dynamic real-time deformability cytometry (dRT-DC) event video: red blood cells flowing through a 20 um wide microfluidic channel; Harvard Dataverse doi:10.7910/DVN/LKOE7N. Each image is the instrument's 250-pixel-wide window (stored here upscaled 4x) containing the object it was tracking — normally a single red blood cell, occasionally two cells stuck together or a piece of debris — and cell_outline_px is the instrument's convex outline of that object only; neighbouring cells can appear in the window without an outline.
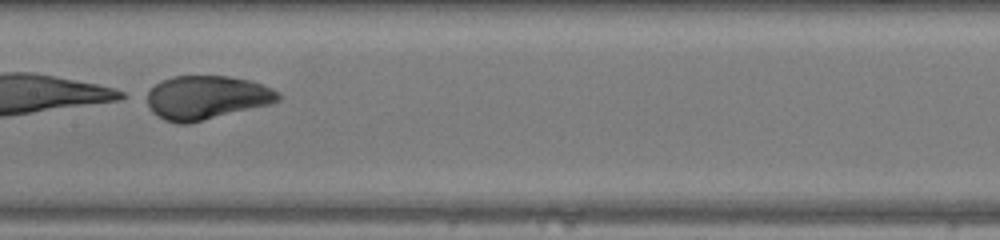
{"species": "human", "species_latin": "Homo sapiens", "temperature_condition": "warm", "stored_images_in_passage": 41, "segment_of_instrument_passage": [2, 2], "camera_frame_rate_fps": 3000, "um_per_image_px": 0.085, "donor": {"sex": "female"}, "frame": {"image": 1, "passage_image": 23, "time_ms": 7.333, "image_size_px": [1000, 240], "cell_outline_px": [[280, 100], [272, 104], [188, 124], [176, 124], [164, 120], [152, 112], [148, 108], [140, 96], [160, 80], [172, 76], [228, 76], [252, 80], [272, 88], [280, 92]], "centroid_in_image_um": [17.48, 8.29], "position_along_channel_um": 189.9, "area_um2": 34.45}}
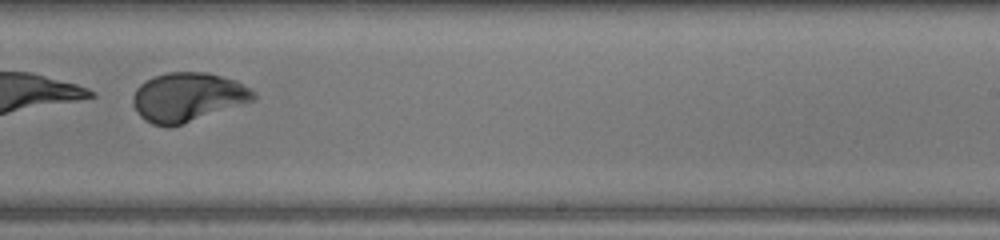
{"frame": {"image": 2, "passage_image": 29, "time_ms": 9.333, "image_size_px": [1000, 240], "cell_outline_px": [[256, 100], [172, 128], [164, 128], [152, 124], [144, 120], [136, 112], [132, 104], [132, 96], [136, 88], [140, 84], [156, 76], [168, 72], [208, 72], [236, 80], [244, 84], [256, 92]], "centroid_in_image_um": [15.96, 8.28], "position_along_channel_um": 273.0, "area_um2": 35.03}}
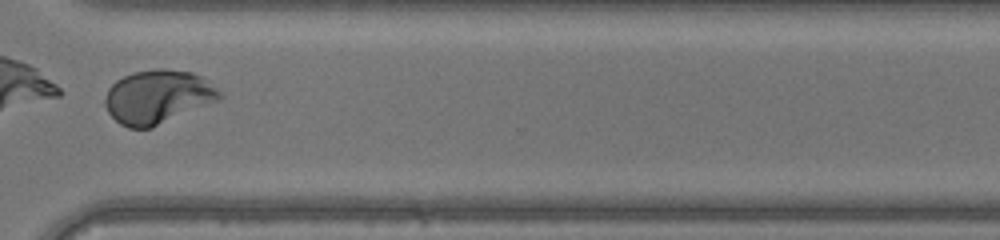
{"frame": {"image": 3, "passage_image": 35, "time_ms": 11.333, "image_size_px": [1000, 240], "cell_outline_px": [[224, 96], [220, 100], [152, 128], [128, 128], [120, 124], [108, 112], [104, 104], [104, 100], [108, 88], [116, 80], [132, 72], [156, 68], [164, 68], [192, 72], [208, 80]], "centroid_in_image_um": [13.42, 8.23], "position_along_channel_um": 357.2, "area_um2": 36.13}}